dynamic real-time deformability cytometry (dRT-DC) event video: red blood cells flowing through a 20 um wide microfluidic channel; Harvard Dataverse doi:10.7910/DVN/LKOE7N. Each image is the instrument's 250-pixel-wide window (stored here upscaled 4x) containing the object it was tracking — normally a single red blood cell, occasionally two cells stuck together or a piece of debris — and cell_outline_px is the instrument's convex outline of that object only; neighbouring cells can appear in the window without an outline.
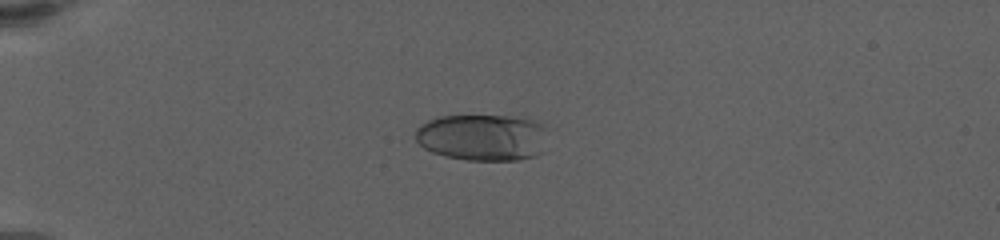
{"species": "human", "species_latin": "Homo sapiens", "temperature_condition": "warm", "stored_images_in_passage": 11, "camera_frame_rate_fps": 3000, "um_per_image_px": 0.085, "donor": {"sex": "female"}, "frame": {"image": 1, "passage_image": 5, "time_ms": 1.0, "image_size_px": [1000, 240], "cell_outline_px": [[540, 152], [536, 156], [516, 160], [468, 160], [444, 156], [432, 152], [424, 148], [416, 140], [416, 128], [420, 124], [428, 120], [440, 116], [508, 116], [532, 120], [540, 124]], "centroid_in_image_um": [40.86, 11.68], "position_along_channel_um": 44.1, "area_um2": 35.08}}